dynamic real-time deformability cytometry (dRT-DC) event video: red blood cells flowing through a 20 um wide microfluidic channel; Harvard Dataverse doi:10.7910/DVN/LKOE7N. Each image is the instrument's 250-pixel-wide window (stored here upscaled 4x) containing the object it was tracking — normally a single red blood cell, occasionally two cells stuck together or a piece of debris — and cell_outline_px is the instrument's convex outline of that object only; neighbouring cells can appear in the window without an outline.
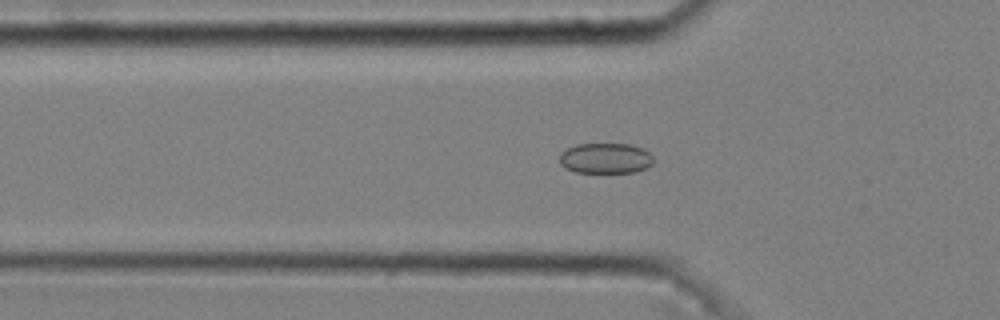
{"species": "common noctule bat (a hibernating species)", "species_latin": "Nyctalus noctula", "temperature_condition": "cold", "stored_images_in_passage": 12, "camera_frame_rate_fps": 3000, "um_per_image_px": 0.085, "animal": {"sex": "male", "body_mass_g": 20.4}, "frame": {"image": 1, "passage_image": 5, "time_ms": 1.333, "image_size_px": [1000, 320], "cell_outline_px": [[652, 164], [644, 168], [632, 172], [576, 172], [564, 168], [560, 164], [560, 152], [576, 144], [632, 144], [644, 148], [652, 156]], "centroid_in_image_um": [51.44, 13.44], "position_along_channel_um": 74.4, "area_um2": 16.65}}
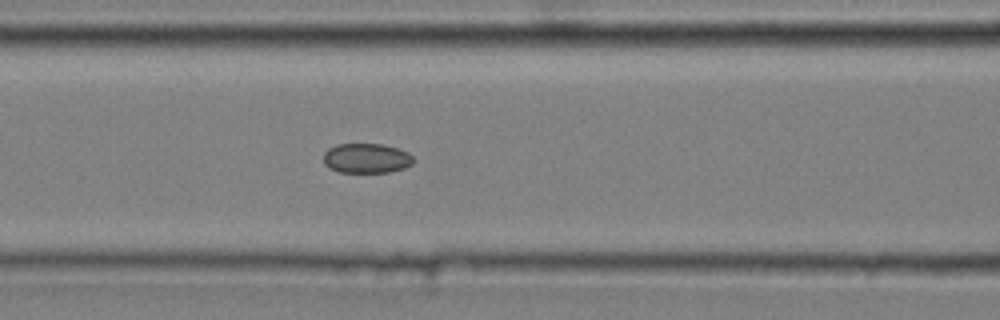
{"frame": {"image": 2, "passage_image": 10, "time_ms": 3.0, "image_size_px": [1000, 320], "cell_outline_px": [[412, 164], [404, 168], [388, 172], [340, 172], [328, 168], [324, 164], [324, 152], [328, 148], [336, 144], [384, 144], [408, 152], [412, 156]], "centroid_in_image_um": [31.12, 13.45], "position_along_channel_um": 135.5, "area_um2": 15.61}}